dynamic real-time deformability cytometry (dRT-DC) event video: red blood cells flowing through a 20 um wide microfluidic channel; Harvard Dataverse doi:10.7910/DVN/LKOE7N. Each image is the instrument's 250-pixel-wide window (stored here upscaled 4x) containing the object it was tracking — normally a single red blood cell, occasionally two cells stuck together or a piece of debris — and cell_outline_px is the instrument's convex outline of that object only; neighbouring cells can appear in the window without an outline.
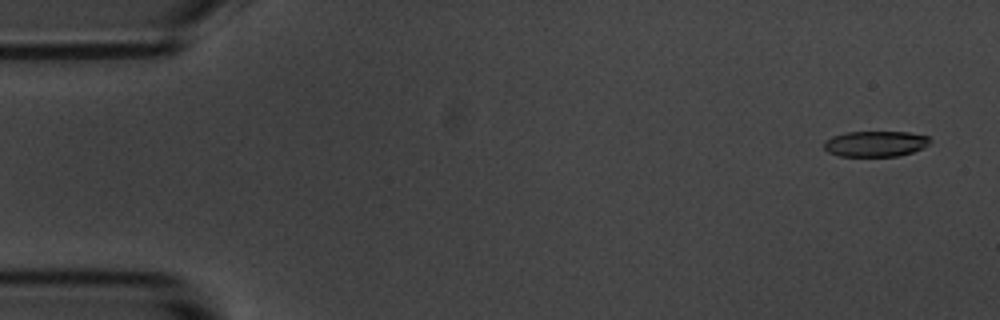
{"species": "common noctule bat (a hibernating species)", "species_latin": "Nyctalus noctula", "temperature_condition": "room temperature", "stored_images_in_passage": 5, "camera_frame_rate_fps": 3000, "um_per_image_px": 0.085, "animal": {"sex": "male", "body_mass_g": 20.1, "forearm_length_mm": 53.5}, "frame": {"image": 1, "passage_image": 1, "time_ms": 0.0, "image_size_px": [1000, 320], "cell_outline_px": [[932, 140], [924, 148], [900, 156], [840, 156], [828, 152], [824, 148], [824, 140], [832, 136], [844, 132], [908, 132], [928, 136]], "centroid_in_image_um": [74.41, 12.22], "position_along_channel_um": 10.6, "area_um2": 16.01}}
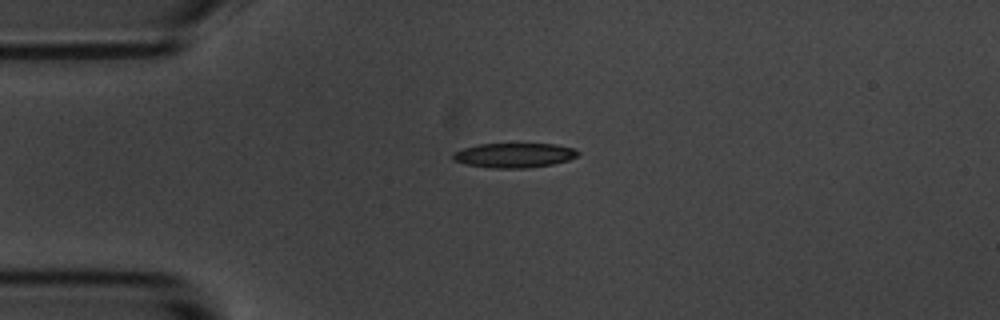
{"frame": {"image": 2, "passage_image": 4, "time_ms": 3.667, "image_size_px": [1000, 320], "cell_outline_px": [[580, 152], [576, 156], [568, 160], [552, 164], [524, 168], [488, 168], [464, 164], [452, 160], [452, 152], [476, 144], [556, 144], [576, 148]], "centroid_in_image_um": [43.67, 13.2], "position_along_channel_um": 41.3, "area_um2": 18.09}}